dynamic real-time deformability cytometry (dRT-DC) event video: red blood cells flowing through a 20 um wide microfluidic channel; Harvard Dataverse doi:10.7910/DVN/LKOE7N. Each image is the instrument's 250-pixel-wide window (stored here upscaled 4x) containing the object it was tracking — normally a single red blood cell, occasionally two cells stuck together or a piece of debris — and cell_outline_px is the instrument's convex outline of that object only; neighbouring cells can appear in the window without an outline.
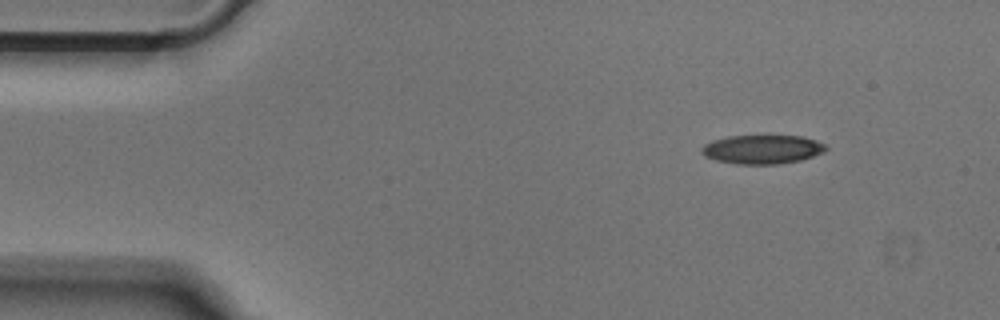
{"species": "Egyptian fruit bat (a non-hibernating species)", "species_latin": "Rousettus aegyptiacus", "temperature_condition": "cold", "stored_images_in_passage": 46, "camera_frame_rate_fps": 3000, "um_per_image_px": 0.085, "animal": {"sex": "male"}, "frame": {"image": 1, "passage_image": 1, "time_ms": 0.0, "image_size_px": [1000, 320], "cell_outline_px": [[828, 148], [824, 152], [800, 160], [780, 164], [736, 164], [716, 160], [704, 156], [700, 152], [700, 148], [704, 144], [712, 140], [728, 136], [804, 136], [816, 140], [824, 144]], "centroid_in_image_um": [64.77, 12.69], "position_along_channel_um": 20.2, "area_um2": 21.04}}
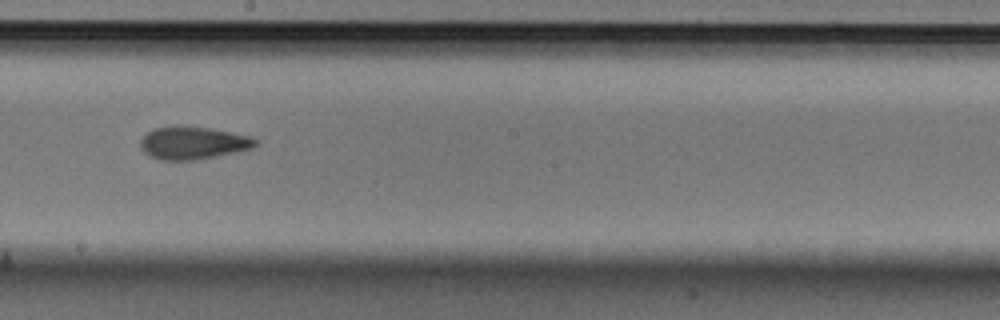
{"frame": {"image": 2, "passage_image": 23, "time_ms": 7.333, "image_size_px": [1000, 320], "cell_outline_px": [[260, 144], [252, 148], [236, 152], [196, 160], [160, 160], [148, 156], [140, 148], [140, 140], [152, 128], [172, 124], [180, 124], [212, 128], [252, 136]], "centroid_in_image_um": [16.39, 12.12], "position_along_channel_um": 231.8, "area_um2": 22.6}}
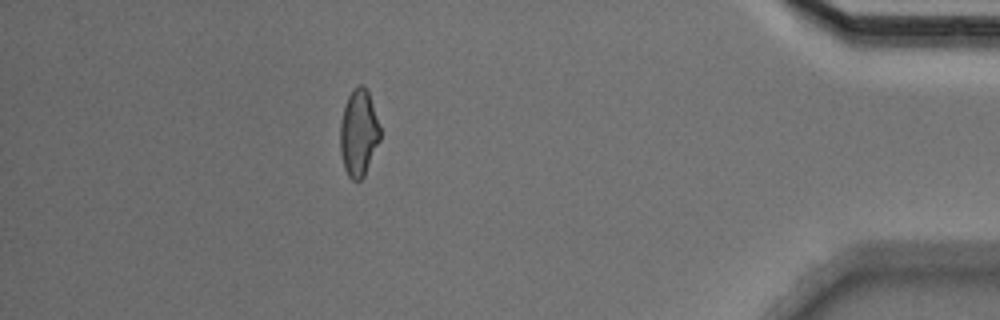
{"frame": {"image": 3, "passage_image": 40, "time_ms": 13.0, "image_size_px": [1000, 320], "cell_outline_px": [[380, 140], [364, 176], [360, 180], [352, 180], [348, 176], [344, 168], [340, 152], [340, 124], [344, 108], [348, 96], [352, 88], [356, 84], [364, 84], [368, 88], [380, 128]], "centroid_in_image_um": [30.48, 11.26], "position_along_channel_um": 404.7, "area_um2": 20.4}}